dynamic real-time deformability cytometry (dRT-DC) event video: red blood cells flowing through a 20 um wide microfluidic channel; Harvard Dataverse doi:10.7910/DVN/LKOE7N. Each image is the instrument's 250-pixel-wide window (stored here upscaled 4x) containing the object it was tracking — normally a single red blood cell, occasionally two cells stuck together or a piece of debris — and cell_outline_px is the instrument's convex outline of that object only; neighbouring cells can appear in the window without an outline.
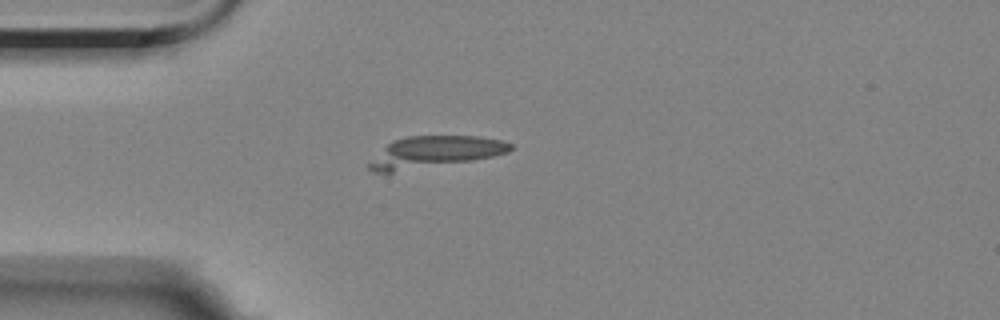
{"species": "Egyptian fruit bat (a non-hibernating species)", "species_latin": "Rousettus aegyptiacus", "temperature_condition": "room temperature", "stored_images_in_passage": 8, "camera_frame_rate_fps": 3000, "um_per_image_px": 0.085, "animal": {"sex": "female"}, "frame": {"image": 1, "passage_image": 2, "time_ms": 1.333, "image_size_px": [1000, 320], "cell_outline_px": [[512, 148], [508, 152], [492, 156], [472, 160], [392, 172], [372, 172], [368, 168], [368, 164], [392, 140], [408, 136], [480, 136], [500, 140], [512, 144]], "centroid_in_image_um": [36.95, 12.91], "position_along_channel_um": 48.1, "area_um2": 25.37}}
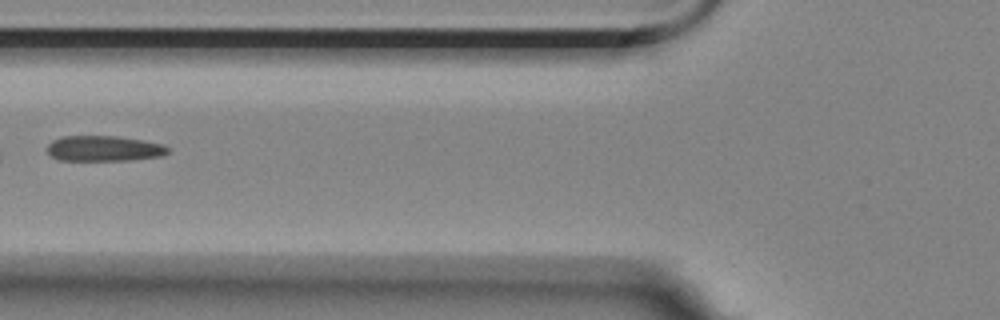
{"frame": {"image": 2, "passage_image": 4, "time_ms": 3.667, "image_size_px": [1000, 320], "cell_outline_px": [[168, 152], [160, 156], [132, 160], [60, 160], [52, 156], [48, 152], [48, 144], [52, 140], [64, 136], [116, 136], [144, 140], [164, 144], [168, 148]], "centroid_in_image_um": [8.85, 12.61], "position_along_channel_um": 117.0, "area_um2": 17.86}}